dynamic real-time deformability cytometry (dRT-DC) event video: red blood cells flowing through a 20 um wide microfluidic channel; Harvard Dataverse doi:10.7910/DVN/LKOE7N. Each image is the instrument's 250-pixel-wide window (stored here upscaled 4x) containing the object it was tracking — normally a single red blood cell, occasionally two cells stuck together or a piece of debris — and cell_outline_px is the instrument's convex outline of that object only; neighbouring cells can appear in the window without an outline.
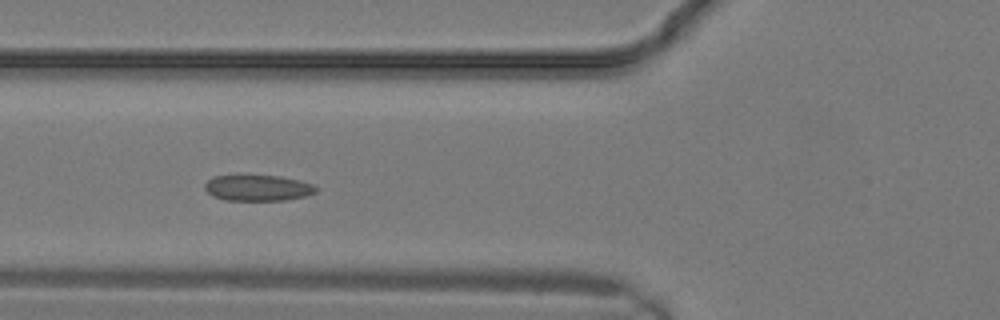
{"species": "common noctule bat (a hibernating species)", "species_latin": "Nyctalus noctula", "temperature_condition": "warm", "stored_images_in_passage": 15, "camera_frame_rate_fps": 3000, "um_per_image_px": 0.085, "animal": {"sex": "male", "body_mass_g": 19.2, "forearm_length_mm": 51.8}, "frame": {"image": 1, "passage_image": 9, "time_ms": 2.667, "image_size_px": [1000, 320], "cell_outline_px": [[316, 192], [304, 196], [284, 200], [224, 200], [212, 196], [204, 188], [204, 184], [212, 176], [236, 172], [244, 172], [280, 176], [300, 180], [312, 184], [316, 188]], "centroid_in_image_um": [21.81, 15.9], "position_along_channel_um": 104.0, "area_um2": 17.74}}
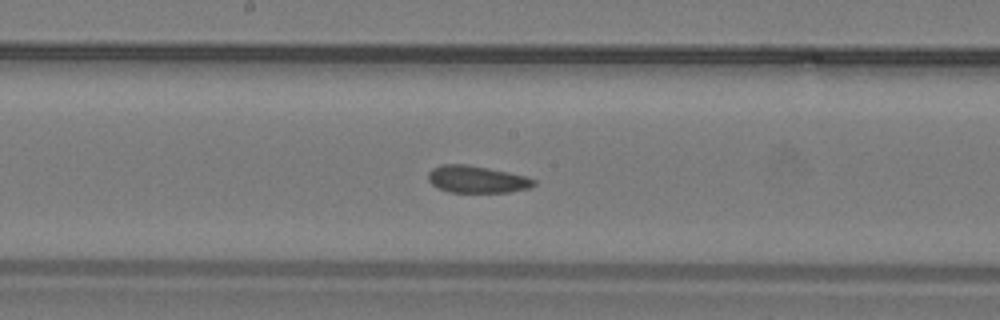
{"frame": {"image": 2, "passage_image": 13, "time_ms": 4.0, "image_size_px": [1000, 320], "cell_outline_px": [[536, 184], [532, 188], [508, 192], [448, 192], [436, 188], [428, 180], [428, 172], [432, 168], [440, 164], [468, 164], [528, 176], [536, 180]], "centroid_in_image_um": [40.54, 15.24], "position_along_channel_um": 207.7, "area_um2": 16.99}}
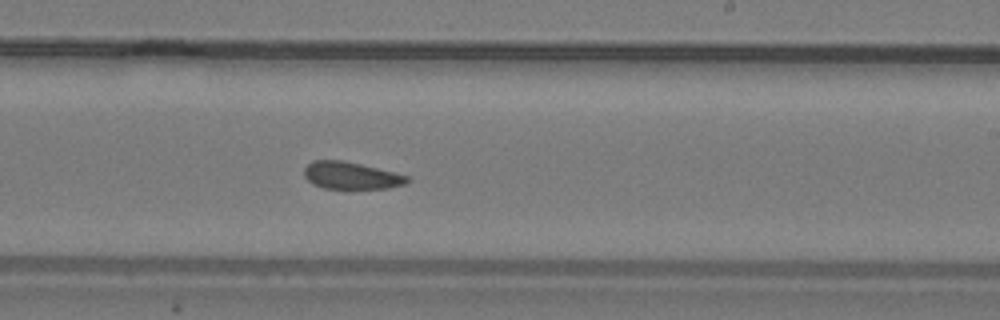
{"frame": {"image": 3, "passage_image": 15, "time_ms": 4.667, "image_size_px": [1000, 320], "cell_outline_px": [[412, 180], [404, 184], [388, 188], [324, 188], [312, 184], [304, 176], [304, 168], [312, 160], [344, 160], [408, 176]], "centroid_in_image_um": [29.81, 14.92], "position_along_channel_um": 259.2, "area_um2": 16.18}}